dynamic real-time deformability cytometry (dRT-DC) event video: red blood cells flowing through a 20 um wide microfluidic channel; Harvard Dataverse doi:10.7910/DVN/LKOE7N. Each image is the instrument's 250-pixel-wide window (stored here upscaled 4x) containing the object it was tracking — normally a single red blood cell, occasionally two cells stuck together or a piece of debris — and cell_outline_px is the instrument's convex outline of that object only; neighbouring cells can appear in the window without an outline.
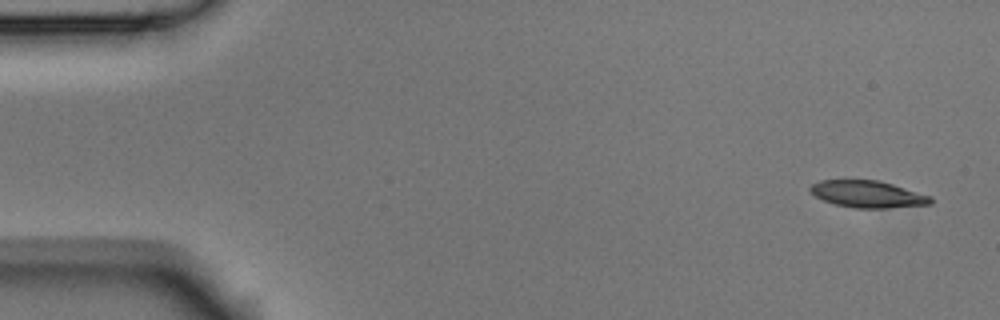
{"species": "Egyptian fruit bat (a non-hibernating species)", "species_latin": "Rousettus aegyptiacus", "temperature_condition": "room temperature", "stored_images_in_passage": 5, "camera_frame_rate_fps": 3000, "um_per_image_px": 0.085, "animal": {"sex": "male"}, "frame": {"image": 1, "passage_image": 1, "time_ms": 0.0, "image_size_px": [1000, 320], "cell_outline_px": [[932, 204], [884, 208], [856, 208], [836, 204], [824, 200], [816, 196], [808, 188], [812, 184], [820, 180], [880, 180], [932, 196]], "centroid_in_image_um": [73.78, 16.49], "position_along_channel_um": 11.2, "area_um2": 18.79}}
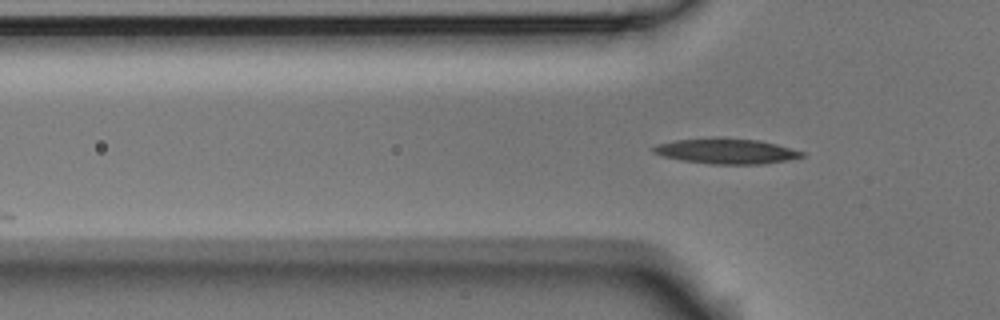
{"frame": {"image": 2, "passage_image": 5, "time_ms": 1.333, "image_size_px": [1000, 320], "cell_outline_px": [[804, 156], [764, 164], [712, 164], [680, 160], [664, 156], [652, 152], [648, 148], [656, 144], [676, 140], [712, 136], [716, 136], [760, 140], [776, 144], [804, 152]], "centroid_in_image_um": [61.65, 12.82], "position_along_channel_um": 64.2, "area_um2": 22.25}}